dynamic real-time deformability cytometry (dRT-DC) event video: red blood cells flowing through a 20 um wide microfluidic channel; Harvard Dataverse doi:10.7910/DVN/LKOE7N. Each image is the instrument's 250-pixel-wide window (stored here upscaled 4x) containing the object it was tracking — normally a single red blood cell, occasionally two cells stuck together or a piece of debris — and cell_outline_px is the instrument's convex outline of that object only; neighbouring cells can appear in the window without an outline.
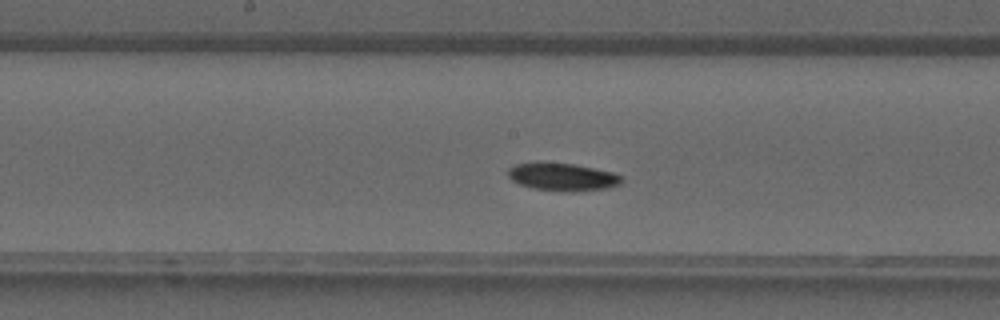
{"species": "common noctule bat (a hibernating species)", "species_latin": "Nyctalus noctula", "temperature_condition": "warm", "stored_images_in_passage": 29, "camera_frame_rate_fps": 3000, "um_per_image_px": 0.085, "animal": {"sex": "male", "forearm_length_mm": 52.5}, "frame": {"image": 1, "passage_image": 9, "time_ms": 2.667, "image_size_px": [1000, 320], "cell_outline_px": [[624, 180], [620, 184], [608, 188], [576, 192], [564, 192], [532, 188], [520, 184], [512, 180], [508, 176], [508, 168], [516, 164], [536, 160], [576, 164], [612, 172], [620, 176]], "centroid_in_image_um": [47.78, 15.01], "position_along_channel_um": 200.4, "area_um2": 18.96}}
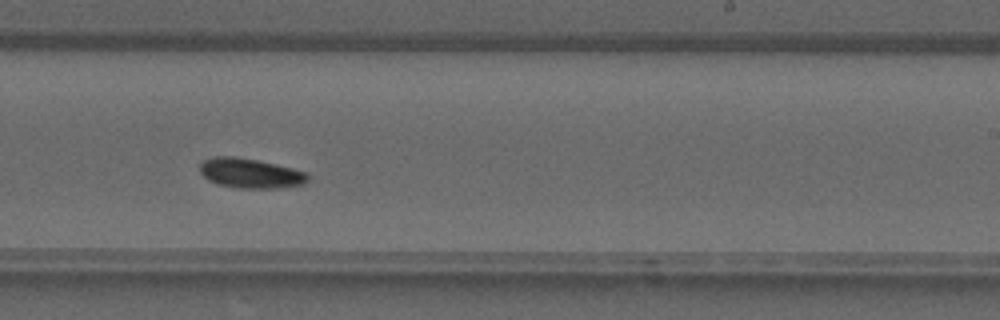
{"frame": {"image": 2, "passage_image": 13, "time_ms": 4.0, "image_size_px": [1000, 320], "cell_outline_px": [[308, 180], [304, 184], [276, 188], [240, 188], [216, 184], [208, 180], [200, 172], [200, 164], [204, 160], [212, 156], [236, 156], [256, 160], [292, 168], [308, 172]], "centroid_in_image_um": [21.26, 14.72], "position_along_channel_um": 267.7, "area_um2": 18.73}}
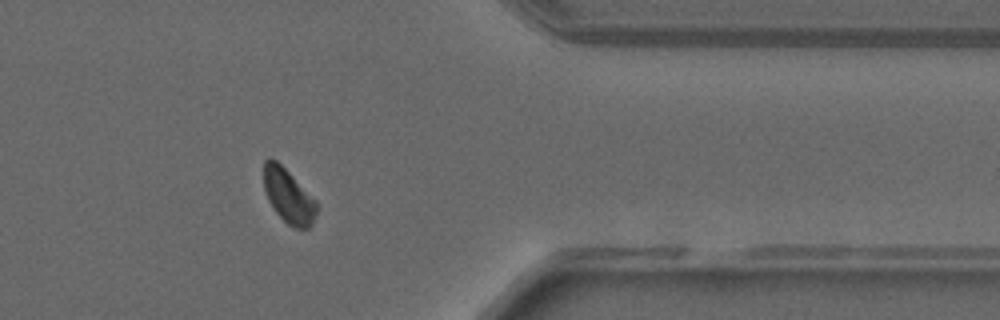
{"frame": {"image": 3, "passage_image": 21, "time_ms": 6.667, "image_size_px": [1000, 320], "cell_outline_px": [[316, 212], [312, 224], [308, 228], [296, 228], [288, 224], [276, 212], [268, 200], [264, 188], [264, 160], [276, 160], [316, 200]], "centroid_in_image_um": [24.51, 16.68], "position_along_channel_um": 386.9, "area_um2": 16.18}}